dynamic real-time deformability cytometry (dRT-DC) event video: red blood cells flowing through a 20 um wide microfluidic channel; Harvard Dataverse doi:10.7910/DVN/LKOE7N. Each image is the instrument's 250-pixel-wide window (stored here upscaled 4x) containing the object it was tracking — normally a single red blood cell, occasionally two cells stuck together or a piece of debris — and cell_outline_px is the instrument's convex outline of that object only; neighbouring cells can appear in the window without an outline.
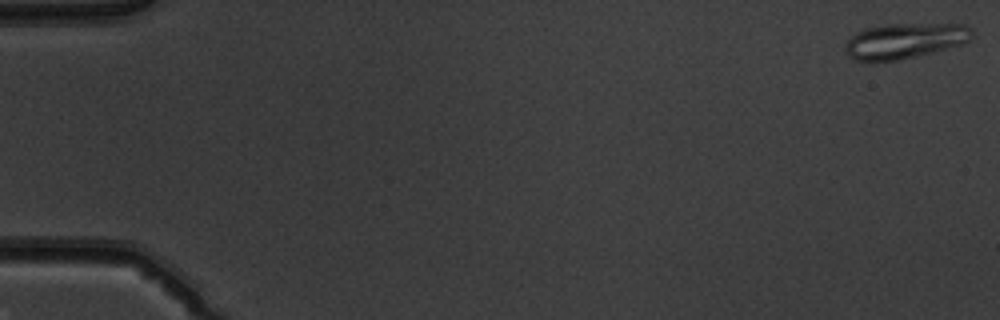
{"species": "common noctule bat (a hibernating species)", "species_latin": "Nyctalus noctula", "temperature_condition": "warm", "stored_images_in_passage": 50, "camera_frame_rate_fps": 3000, "um_per_image_px": 0.085, "animal": {"sex": "male", "body_mass_g": 19.5, "forearm_length_mm": 54.6}, "frame": {"image": 1, "passage_image": 1, "time_ms": 0.0, "image_size_px": [1000, 320], "cell_outline_px": [[972, 36], [964, 44], [916, 56], [896, 60], [856, 60], [848, 56], [844, 48], [844, 44], [856, 32], [868, 28], [892, 24], [964, 24], [972, 28]], "centroid_in_image_um": [76.93, 3.46], "position_along_channel_um": 8.1, "area_um2": 25.84}}
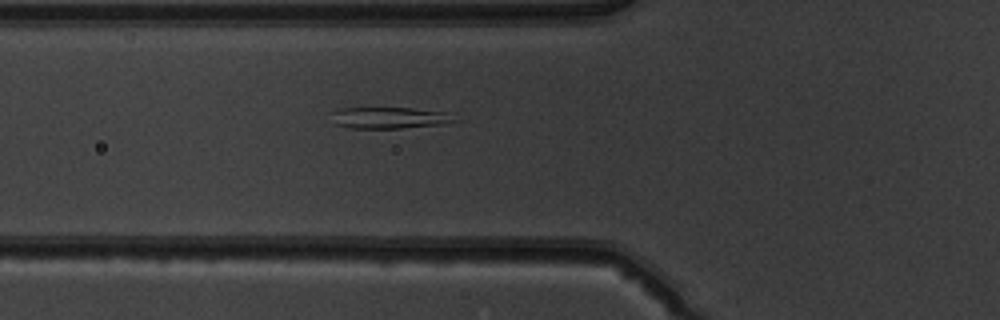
{"frame": {"image": 2, "passage_image": 19, "time_ms": 6.0, "image_size_px": [1000, 320], "cell_outline_px": [[460, 120], [444, 124], [404, 128], [352, 128], [336, 124], [332, 112], [344, 108], [412, 108], [452, 112]], "centroid_in_image_um": [33.27, 10.01], "position_along_channel_um": 92.5, "area_um2": 15.49}}
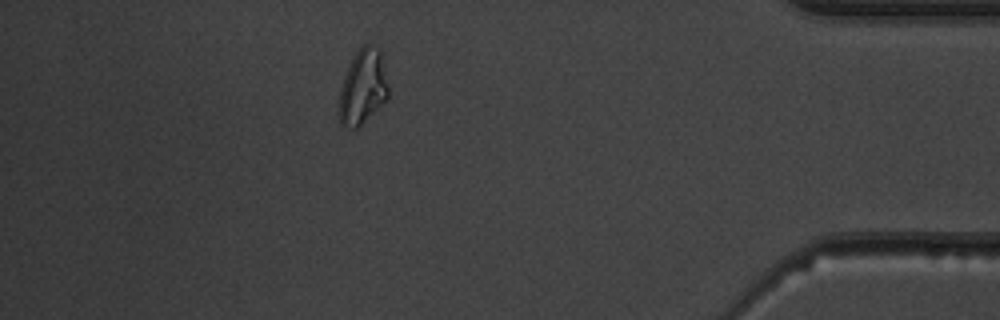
{"frame": {"image": 3, "passage_image": 45, "time_ms": 14.667, "image_size_px": [1000, 320], "cell_outline_px": [[388, 96], [356, 128], [344, 128], [340, 124], [340, 88], [344, 76], [352, 56], [364, 44], [368, 44], [380, 48], [388, 84]], "centroid_in_image_um": [30.83, 7.34], "position_along_channel_um": 404.4, "area_um2": 21.04}}